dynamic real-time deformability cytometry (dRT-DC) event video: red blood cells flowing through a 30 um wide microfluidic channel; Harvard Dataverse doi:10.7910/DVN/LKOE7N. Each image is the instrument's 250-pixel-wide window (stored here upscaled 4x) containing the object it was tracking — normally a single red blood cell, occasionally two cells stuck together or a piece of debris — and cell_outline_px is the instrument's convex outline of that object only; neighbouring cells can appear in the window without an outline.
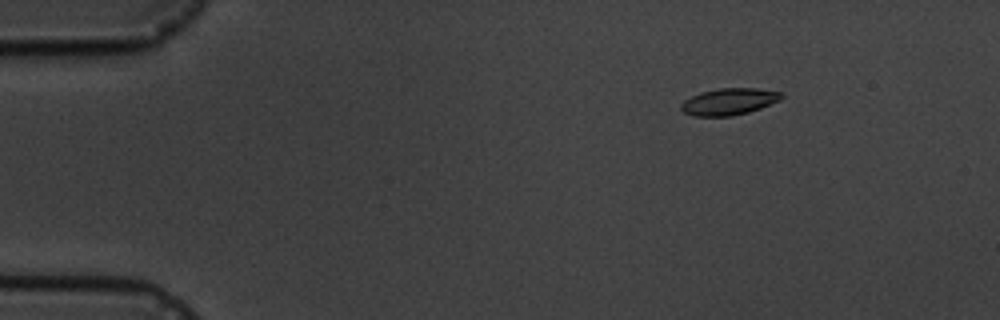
{"species": "common noctule bat (a hibernating species)", "species_latin": "Nyctalus noctula", "temperature_condition": "cold", "stored_images_in_passage": 7, "camera_frame_rate_fps": 3000, "um_per_image_px": 0.085, "animal": {"sex": "male", "body_mass_g": 19.5, "forearm_length_mm": 54.6}, "frame": {"image": 1, "passage_image": 3, "time_ms": 2.333, "image_size_px": [1000, 320], "cell_outline_px": [[784, 96], [780, 100], [760, 108], [748, 112], [732, 116], [692, 116], [684, 112], [680, 108], [680, 104], [684, 100], [700, 92], [720, 88], [756, 88], [780, 92]], "centroid_in_image_um": [61.94, 8.64], "position_along_channel_um": 23.1, "area_um2": 15.61}}
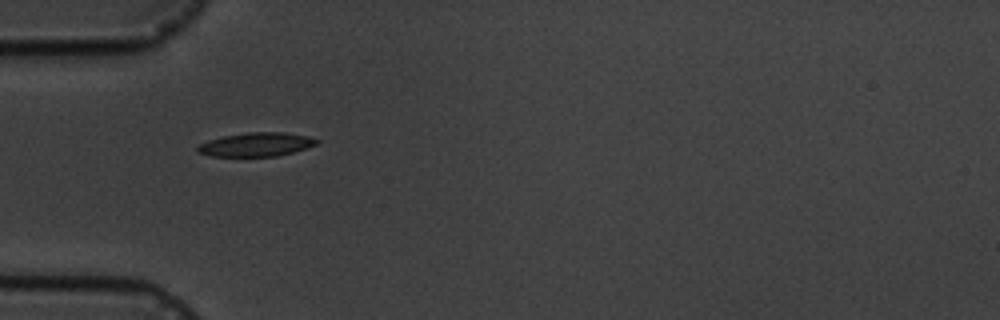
{"frame": {"image": 2, "passage_image": 6, "time_ms": 5.667, "image_size_px": [1000, 320], "cell_outline_px": [[320, 140], [316, 144], [292, 152], [276, 156], [212, 156], [196, 152], [196, 148], [200, 144], [208, 140], [224, 136], [248, 132], [284, 132], [308, 136]], "centroid_in_image_um": [21.75, 12.27], "position_along_channel_um": 63.2, "area_um2": 16.36}}
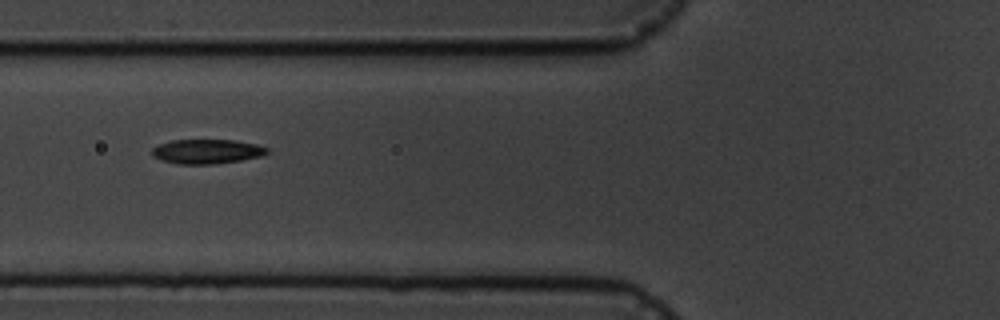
{"frame": {"image": 3, "passage_image": 7, "time_ms": 7.0, "image_size_px": [1000, 320], "cell_outline_px": [[268, 152], [260, 156], [240, 160], [212, 164], [176, 164], [160, 160], [152, 156], [152, 148], [160, 144], [172, 140], [232, 140], [256, 144], [268, 148]], "centroid_in_image_um": [17.54, 12.88], "position_along_channel_um": 108.3, "area_um2": 16.3}}